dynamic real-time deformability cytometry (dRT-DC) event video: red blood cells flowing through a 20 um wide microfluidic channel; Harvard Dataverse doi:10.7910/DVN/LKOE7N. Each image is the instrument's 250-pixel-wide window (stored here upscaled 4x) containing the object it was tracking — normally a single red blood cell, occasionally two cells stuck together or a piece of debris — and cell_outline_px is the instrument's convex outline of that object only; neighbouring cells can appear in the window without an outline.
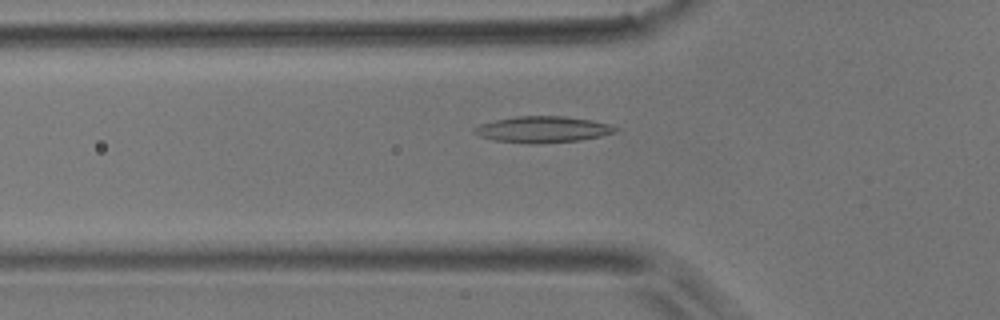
{"species": "common noctule bat (a hibernating species)", "species_latin": "Nyctalus noctula", "temperature_condition": "room temperature", "stored_images_in_passage": 6, "camera_frame_rate_fps": 3000, "um_per_image_px": 0.085, "animal": {"sex": "male", "body_mass_g": 17.9}, "frame": {"image": 1, "passage_image": 6, "time_ms": 6.667, "image_size_px": [1000, 320], "cell_outline_px": [[620, 128], [616, 132], [600, 136], [580, 140], [536, 144], [528, 144], [492, 140], [480, 136], [472, 132], [472, 128], [480, 124], [496, 120], [516, 116], [564, 116], [592, 120], [608, 124]], "centroid_in_image_um": [46.11, 11.01], "position_along_channel_um": 79.7, "area_um2": 21.73}}